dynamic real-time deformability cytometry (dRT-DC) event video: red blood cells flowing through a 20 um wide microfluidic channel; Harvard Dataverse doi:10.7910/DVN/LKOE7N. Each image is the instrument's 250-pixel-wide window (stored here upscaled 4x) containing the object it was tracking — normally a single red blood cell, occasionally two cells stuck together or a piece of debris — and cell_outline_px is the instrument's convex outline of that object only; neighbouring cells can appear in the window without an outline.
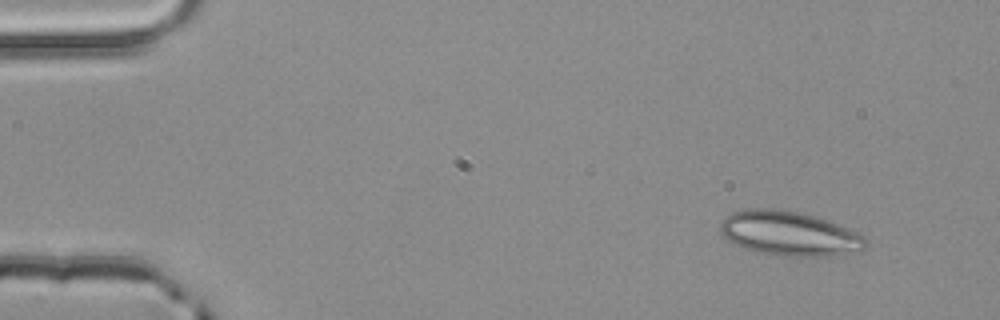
{"species": "common noctule bat (a hibernating species)", "species_latin": "Nyctalus noctula", "temperature_condition": "room temperature", "stored_images_in_passage": 44, "camera_frame_rate_fps": 3000, "um_per_image_px": 0.085, "animal": {"sex": "male", "body_mass_g": 20.4}, "frame": {"image": 1, "passage_image": 1, "time_ms": 0.0, "image_size_px": [1000, 320], "cell_outline_px": [[868, 244], [864, 248], [828, 256], [780, 256], [760, 252], [744, 248], [728, 240], [720, 232], [720, 224], [724, 216], [732, 212], [744, 208], [772, 208], [800, 212], [828, 220], [856, 232], [864, 236], [868, 240]], "centroid_in_image_um": [67.04, 19.83], "position_along_channel_um": 18.0, "area_um2": 37.57}}
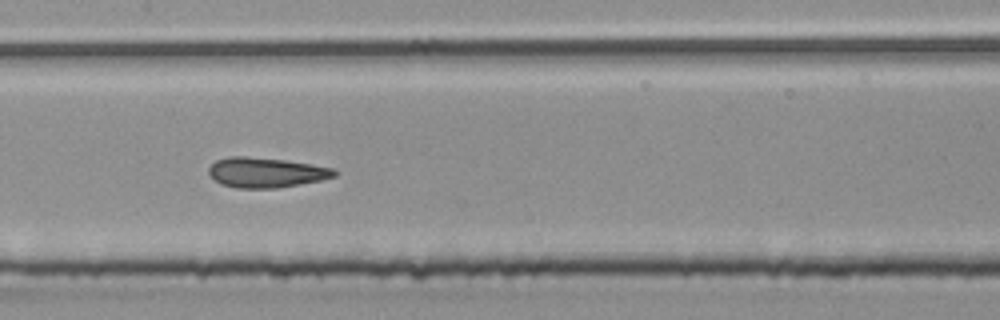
{"frame": {"image": 2, "passage_image": 22, "time_ms": 7.0, "image_size_px": [1000, 320], "cell_outline_px": [[336, 176], [320, 180], [276, 188], [236, 188], [220, 184], [208, 172], [208, 168], [216, 160], [228, 156], [244, 156], [284, 160], [312, 164], [336, 168]], "centroid_in_image_um": [22.6, 14.65], "position_along_channel_um": 184.8, "area_um2": 21.91}}
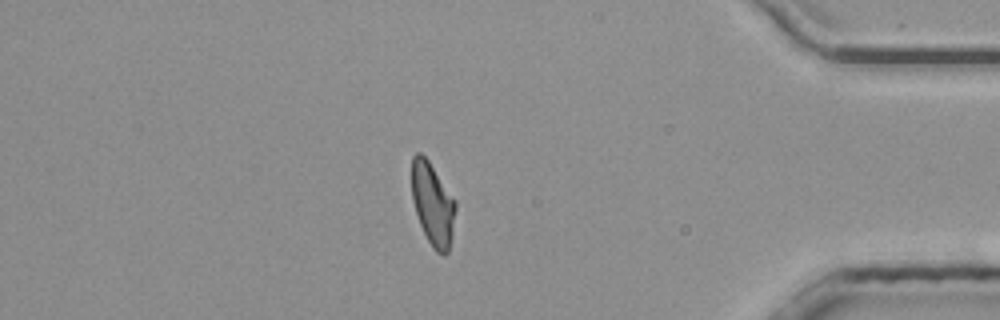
{"frame": {"image": 3, "passage_image": 41, "time_ms": 13.333, "image_size_px": [1000, 320], "cell_outline_px": [[456, 208], [452, 236], [448, 252], [444, 256], [436, 252], [432, 248], [420, 224], [412, 200], [412, 156], [416, 152], [420, 152], [428, 160], [456, 200]], "centroid_in_image_um": [36.79, 17.36], "position_along_channel_um": 398.4, "area_um2": 21.15}}